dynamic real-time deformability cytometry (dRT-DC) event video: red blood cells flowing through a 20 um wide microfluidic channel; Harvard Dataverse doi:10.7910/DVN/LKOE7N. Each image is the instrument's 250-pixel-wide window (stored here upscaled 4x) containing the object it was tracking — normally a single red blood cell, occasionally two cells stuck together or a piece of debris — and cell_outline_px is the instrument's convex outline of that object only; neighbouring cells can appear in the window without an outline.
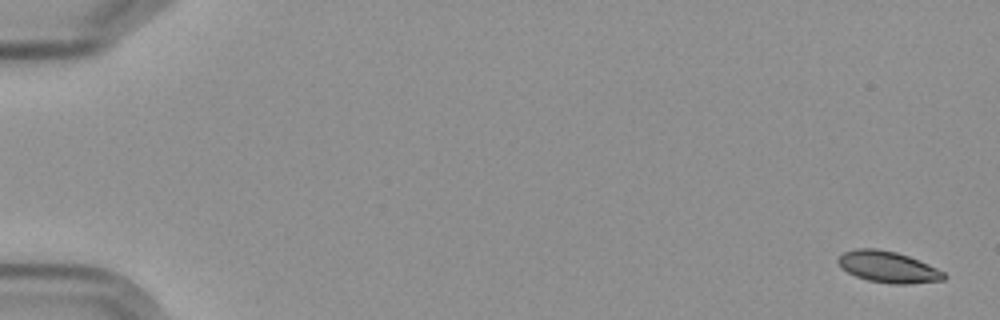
{"species": "Egyptian fruit bat (a non-hibernating species)", "species_latin": "Rousettus aegyptiacus", "temperature_condition": "cold", "stored_images_in_passage": 5, "camera_frame_rate_fps": 3000, "um_per_image_px": 0.085, "frame": {"image": 1, "passage_image": 1, "time_ms": 0.0, "image_size_px": [1000, 320], "cell_outline_px": [[948, 276], [944, 280], [908, 284], [892, 284], [868, 280], [856, 276], [840, 268], [836, 260], [844, 252], [856, 248], [876, 248], [896, 252], [908, 256], [928, 264], [944, 272]], "centroid_in_image_um": [75.48, 22.69], "position_along_channel_um": 9.5, "area_um2": 19.36}}
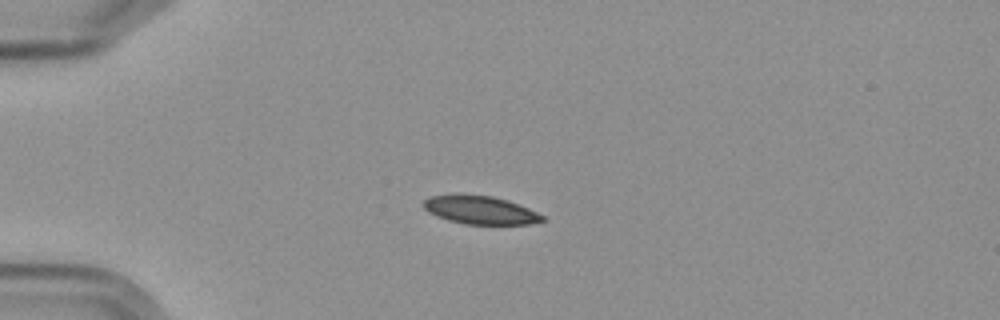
{"frame": {"image": 2, "passage_image": 4, "time_ms": 4.667, "image_size_px": [1000, 320], "cell_outline_px": [[544, 220], [528, 224], [464, 224], [448, 220], [436, 216], [428, 212], [420, 204], [428, 196], [456, 192], [492, 196], [528, 208], [544, 216]], "centroid_in_image_um": [40.69, 17.82], "position_along_channel_um": 44.3, "area_um2": 19.88}}